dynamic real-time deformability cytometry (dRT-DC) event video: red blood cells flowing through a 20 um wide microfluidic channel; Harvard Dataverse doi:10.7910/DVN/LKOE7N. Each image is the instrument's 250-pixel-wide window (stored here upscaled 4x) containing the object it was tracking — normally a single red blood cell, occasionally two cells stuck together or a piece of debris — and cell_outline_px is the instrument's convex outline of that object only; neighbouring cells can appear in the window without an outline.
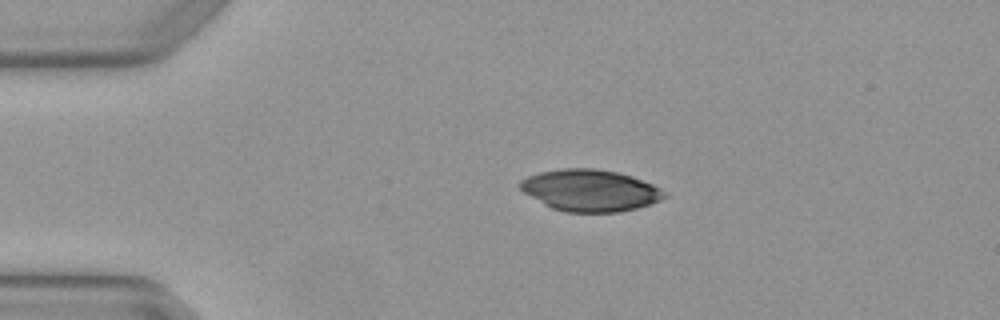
{"species": "Egyptian fruit bat (a non-hibernating species)", "species_latin": "Rousettus aegyptiacus", "temperature_condition": "warm", "stored_images_in_passage": 3, "camera_frame_rate_fps": 3000, "um_per_image_px": 0.085, "animal": {"sex": "female"}, "frame": {"image": 1, "passage_image": 1, "time_ms": 0.0, "image_size_px": [1000, 320], "cell_outline_px": [[668, 196], [660, 200], [636, 208], [616, 212], [564, 212], [552, 208], [544, 204], [524, 192], [520, 188], [520, 180], [528, 176], [540, 172], [560, 168], [596, 168], [616, 172], [632, 176], [652, 184], [668, 192]], "centroid_in_image_um": [50.17, 16.18], "position_along_channel_um": 34.8, "area_um2": 34.97}}